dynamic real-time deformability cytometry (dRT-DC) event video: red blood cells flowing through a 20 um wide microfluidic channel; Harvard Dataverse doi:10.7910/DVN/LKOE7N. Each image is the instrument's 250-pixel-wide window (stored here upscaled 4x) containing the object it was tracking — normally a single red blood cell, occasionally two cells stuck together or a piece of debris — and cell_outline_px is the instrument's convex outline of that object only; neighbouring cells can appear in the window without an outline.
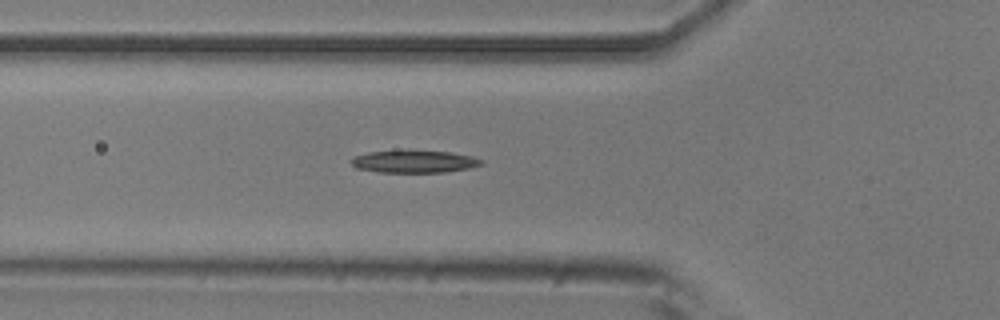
{"species": "common noctule bat (a hibernating species)", "species_latin": "Nyctalus noctula", "temperature_condition": "room temperature", "stored_images_in_passage": 5, "camera_frame_rate_fps": 3000, "um_per_image_px": 0.085, "animal": {"sex": "male", "body_mass_g": 20.5, "forearm_length_mm": 52.5}, "frame": {"image": 1, "passage_image": 5, "time_ms": 1.333, "image_size_px": [1000, 320], "cell_outline_px": [[484, 160], [480, 164], [468, 168], [444, 172], [380, 172], [356, 168], [348, 160], [352, 156], [368, 152], [448, 152], [472, 156]], "centroid_in_image_um": [35.15, 13.75], "position_along_channel_um": 90.7, "area_um2": 16.42}}